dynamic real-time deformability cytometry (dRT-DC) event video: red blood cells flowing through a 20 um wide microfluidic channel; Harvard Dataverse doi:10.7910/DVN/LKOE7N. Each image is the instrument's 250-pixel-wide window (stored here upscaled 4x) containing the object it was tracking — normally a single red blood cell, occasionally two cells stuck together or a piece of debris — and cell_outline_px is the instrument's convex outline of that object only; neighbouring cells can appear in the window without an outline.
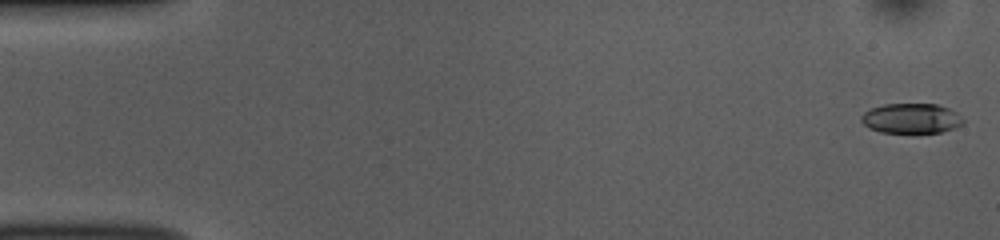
{"species": "common noctule bat (a hibernating species)", "species_latin": "Nyctalus noctula", "temperature_condition": "room temperature", "stored_images_in_passage": 52, "camera_frame_rate_fps": 3000, "um_per_image_px": 0.085, "animal": {"sex": "female", "body_mass_g": 10.0, "forearm_length_mm": 53.1}, "frame": {"image": 1, "passage_image": 1, "time_ms": 0.0, "image_size_px": [1000, 240], "cell_outline_px": [[964, 124], [940, 132], [880, 132], [868, 128], [860, 120], [860, 116], [864, 112], [872, 108], [884, 104], [936, 104], [948, 108], [956, 112], [964, 120]], "centroid_in_image_um": [77.43, 10.06], "position_along_channel_um": 7.6, "area_um2": 17.69}}
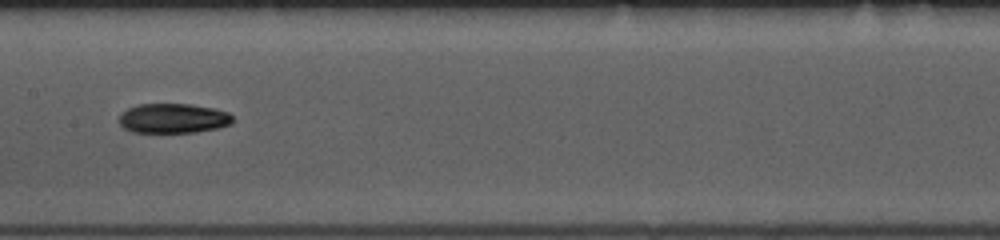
{"frame": {"image": 2, "passage_image": 26, "time_ms": 8.333, "image_size_px": [1000, 240], "cell_outline_px": [[232, 124], [216, 128], [196, 132], [132, 132], [124, 128], [120, 124], [120, 112], [136, 104], [192, 104], [216, 108], [228, 112], [232, 116]], "centroid_in_image_um": [14.72, 10.04], "position_along_channel_um": 192.7, "area_um2": 19.77}}
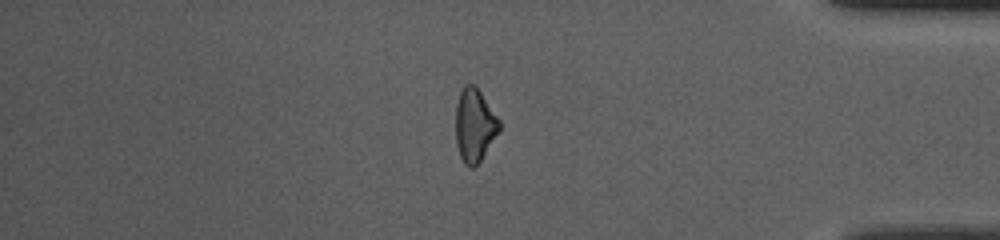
{"frame": {"image": 3, "passage_image": 44, "time_ms": 14.333, "image_size_px": [1000, 240], "cell_outline_px": [[500, 128], [480, 160], [472, 168], [468, 168], [464, 164], [460, 156], [456, 144], [456, 104], [460, 92], [464, 84], [472, 84], [480, 92], [500, 120]], "centroid_in_image_um": [40.31, 10.65], "position_along_channel_um": 394.9, "area_um2": 18.26}, "authors_computed_cell_mechanics": {"area_um2": 19.074, "velocity_mm_per_s": 3.8508, "shape_relaxation_time_tau1_ms": 3.6897, "shape_relaxation_time_tau2_ms": null, "deformation_change_tau1": 0.1465, "deformation_change_tau2": null}}